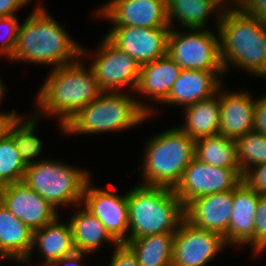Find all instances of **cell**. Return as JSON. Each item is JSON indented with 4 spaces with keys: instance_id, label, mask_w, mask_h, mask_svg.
Wrapping results in <instances>:
<instances>
[{
    "instance_id": "obj_38",
    "label": "cell",
    "mask_w": 266,
    "mask_h": 266,
    "mask_svg": "<svg viewBox=\"0 0 266 266\" xmlns=\"http://www.w3.org/2000/svg\"><path fill=\"white\" fill-rule=\"evenodd\" d=\"M86 255H88V253L75 252L70 256L48 263L46 266H82L79 263L83 261Z\"/></svg>"
},
{
    "instance_id": "obj_11",
    "label": "cell",
    "mask_w": 266,
    "mask_h": 266,
    "mask_svg": "<svg viewBox=\"0 0 266 266\" xmlns=\"http://www.w3.org/2000/svg\"><path fill=\"white\" fill-rule=\"evenodd\" d=\"M226 246L222 235L199 229L184 219L175 232L172 266H205Z\"/></svg>"
},
{
    "instance_id": "obj_36",
    "label": "cell",
    "mask_w": 266,
    "mask_h": 266,
    "mask_svg": "<svg viewBox=\"0 0 266 266\" xmlns=\"http://www.w3.org/2000/svg\"><path fill=\"white\" fill-rule=\"evenodd\" d=\"M242 11L266 23V0H245Z\"/></svg>"
},
{
    "instance_id": "obj_4",
    "label": "cell",
    "mask_w": 266,
    "mask_h": 266,
    "mask_svg": "<svg viewBox=\"0 0 266 266\" xmlns=\"http://www.w3.org/2000/svg\"><path fill=\"white\" fill-rule=\"evenodd\" d=\"M129 93L102 92L64 126L65 134H97L135 127L152 116L150 105Z\"/></svg>"
},
{
    "instance_id": "obj_14",
    "label": "cell",
    "mask_w": 266,
    "mask_h": 266,
    "mask_svg": "<svg viewBox=\"0 0 266 266\" xmlns=\"http://www.w3.org/2000/svg\"><path fill=\"white\" fill-rule=\"evenodd\" d=\"M0 202L31 230L60 216L57 209L22 181L0 187Z\"/></svg>"
},
{
    "instance_id": "obj_31",
    "label": "cell",
    "mask_w": 266,
    "mask_h": 266,
    "mask_svg": "<svg viewBox=\"0 0 266 266\" xmlns=\"http://www.w3.org/2000/svg\"><path fill=\"white\" fill-rule=\"evenodd\" d=\"M20 23L16 15L0 17V30L3 29L5 34L0 33V55L4 58H10L14 52ZM2 31V30H1Z\"/></svg>"
},
{
    "instance_id": "obj_27",
    "label": "cell",
    "mask_w": 266,
    "mask_h": 266,
    "mask_svg": "<svg viewBox=\"0 0 266 266\" xmlns=\"http://www.w3.org/2000/svg\"><path fill=\"white\" fill-rule=\"evenodd\" d=\"M19 115L16 110L5 121L4 129L13 137L15 144L26 165L34 164L42 152L43 143L35 134L38 116Z\"/></svg>"
},
{
    "instance_id": "obj_10",
    "label": "cell",
    "mask_w": 266,
    "mask_h": 266,
    "mask_svg": "<svg viewBox=\"0 0 266 266\" xmlns=\"http://www.w3.org/2000/svg\"><path fill=\"white\" fill-rule=\"evenodd\" d=\"M241 182L240 170L211 166L194 158L173 190L185 207L198 197L234 190Z\"/></svg>"
},
{
    "instance_id": "obj_13",
    "label": "cell",
    "mask_w": 266,
    "mask_h": 266,
    "mask_svg": "<svg viewBox=\"0 0 266 266\" xmlns=\"http://www.w3.org/2000/svg\"><path fill=\"white\" fill-rule=\"evenodd\" d=\"M170 27L112 26L106 37L140 66L167 54Z\"/></svg>"
},
{
    "instance_id": "obj_30",
    "label": "cell",
    "mask_w": 266,
    "mask_h": 266,
    "mask_svg": "<svg viewBox=\"0 0 266 266\" xmlns=\"http://www.w3.org/2000/svg\"><path fill=\"white\" fill-rule=\"evenodd\" d=\"M237 160L240 171L266 163V135L251 131L236 140Z\"/></svg>"
},
{
    "instance_id": "obj_21",
    "label": "cell",
    "mask_w": 266,
    "mask_h": 266,
    "mask_svg": "<svg viewBox=\"0 0 266 266\" xmlns=\"http://www.w3.org/2000/svg\"><path fill=\"white\" fill-rule=\"evenodd\" d=\"M32 230L0 202V258L29 263Z\"/></svg>"
},
{
    "instance_id": "obj_17",
    "label": "cell",
    "mask_w": 266,
    "mask_h": 266,
    "mask_svg": "<svg viewBox=\"0 0 266 266\" xmlns=\"http://www.w3.org/2000/svg\"><path fill=\"white\" fill-rule=\"evenodd\" d=\"M260 195L241 182L233 195L232 214L224 238L229 246H251L255 252V216Z\"/></svg>"
},
{
    "instance_id": "obj_2",
    "label": "cell",
    "mask_w": 266,
    "mask_h": 266,
    "mask_svg": "<svg viewBox=\"0 0 266 266\" xmlns=\"http://www.w3.org/2000/svg\"><path fill=\"white\" fill-rule=\"evenodd\" d=\"M77 61L52 69L37 94L38 111L34 113L55 116L63 126L82 108L96 99L103 91L93 70Z\"/></svg>"
},
{
    "instance_id": "obj_3",
    "label": "cell",
    "mask_w": 266,
    "mask_h": 266,
    "mask_svg": "<svg viewBox=\"0 0 266 266\" xmlns=\"http://www.w3.org/2000/svg\"><path fill=\"white\" fill-rule=\"evenodd\" d=\"M217 28L224 71L236 66L266 79V23L236 11L223 13Z\"/></svg>"
},
{
    "instance_id": "obj_8",
    "label": "cell",
    "mask_w": 266,
    "mask_h": 266,
    "mask_svg": "<svg viewBox=\"0 0 266 266\" xmlns=\"http://www.w3.org/2000/svg\"><path fill=\"white\" fill-rule=\"evenodd\" d=\"M175 28L168 34L167 55L182 69L224 71L218 29L214 34L209 29H188L189 33H182Z\"/></svg>"
},
{
    "instance_id": "obj_7",
    "label": "cell",
    "mask_w": 266,
    "mask_h": 266,
    "mask_svg": "<svg viewBox=\"0 0 266 266\" xmlns=\"http://www.w3.org/2000/svg\"><path fill=\"white\" fill-rule=\"evenodd\" d=\"M46 159L27 165L22 182L55 209L61 205H81L84 186L91 178L90 171Z\"/></svg>"
},
{
    "instance_id": "obj_6",
    "label": "cell",
    "mask_w": 266,
    "mask_h": 266,
    "mask_svg": "<svg viewBox=\"0 0 266 266\" xmlns=\"http://www.w3.org/2000/svg\"><path fill=\"white\" fill-rule=\"evenodd\" d=\"M195 142L178 127L153 136L144 146L141 184L174 189L195 158Z\"/></svg>"
},
{
    "instance_id": "obj_40",
    "label": "cell",
    "mask_w": 266,
    "mask_h": 266,
    "mask_svg": "<svg viewBox=\"0 0 266 266\" xmlns=\"http://www.w3.org/2000/svg\"><path fill=\"white\" fill-rule=\"evenodd\" d=\"M13 111H11V113H5V112H1L0 111V131L4 128L5 125V121L7 120V118L12 114Z\"/></svg>"
},
{
    "instance_id": "obj_12",
    "label": "cell",
    "mask_w": 266,
    "mask_h": 266,
    "mask_svg": "<svg viewBox=\"0 0 266 266\" xmlns=\"http://www.w3.org/2000/svg\"><path fill=\"white\" fill-rule=\"evenodd\" d=\"M90 178L83 189L81 206L90 211L119 243L129 240V213L127 192L119 195L113 191L96 188Z\"/></svg>"
},
{
    "instance_id": "obj_23",
    "label": "cell",
    "mask_w": 266,
    "mask_h": 266,
    "mask_svg": "<svg viewBox=\"0 0 266 266\" xmlns=\"http://www.w3.org/2000/svg\"><path fill=\"white\" fill-rule=\"evenodd\" d=\"M81 210H76L69 223L72 229L73 244L76 252L88 253L96 252L105 242L119 244L106 230L100 220L95 217L84 206Z\"/></svg>"
},
{
    "instance_id": "obj_5",
    "label": "cell",
    "mask_w": 266,
    "mask_h": 266,
    "mask_svg": "<svg viewBox=\"0 0 266 266\" xmlns=\"http://www.w3.org/2000/svg\"><path fill=\"white\" fill-rule=\"evenodd\" d=\"M129 239L175 233L185 219L184 206L172 188L140 184L127 192Z\"/></svg>"
},
{
    "instance_id": "obj_15",
    "label": "cell",
    "mask_w": 266,
    "mask_h": 266,
    "mask_svg": "<svg viewBox=\"0 0 266 266\" xmlns=\"http://www.w3.org/2000/svg\"><path fill=\"white\" fill-rule=\"evenodd\" d=\"M94 13L113 26L169 27L166 0H109Z\"/></svg>"
},
{
    "instance_id": "obj_19",
    "label": "cell",
    "mask_w": 266,
    "mask_h": 266,
    "mask_svg": "<svg viewBox=\"0 0 266 266\" xmlns=\"http://www.w3.org/2000/svg\"><path fill=\"white\" fill-rule=\"evenodd\" d=\"M222 74L225 71L183 69L163 104L186 107L212 97L223 84Z\"/></svg>"
},
{
    "instance_id": "obj_1",
    "label": "cell",
    "mask_w": 266,
    "mask_h": 266,
    "mask_svg": "<svg viewBox=\"0 0 266 266\" xmlns=\"http://www.w3.org/2000/svg\"><path fill=\"white\" fill-rule=\"evenodd\" d=\"M21 23L9 60L52 65L53 69L81 58V45L67 34L43 4H38Z\"/></svg>"
},
{
    "instance_id": "obj_35",
    "label": "cell",
    "mask_w": 266,
    "mask_h": 266,
    "mask_svg": "<svg viewBox=\"0 0 266 266\" xmlns=\"http://www.w3.org/2000/svg\"><path fill=\"white\" fill-rule=\"evenodd\" d=\"M253 131L266 135V96L256 99L254 107Z\"/></svg>"
},
{
    "instance_id": "obj_24",
    "label": "cell",
    "mask_w": 266,
    "mask_h": 266,
    "mask_svg": "<svg viewBox=\"0 0 266 266\" xmlns=\"http://www.w3.org/2000/svg\"><path fill=\"white\" fill-rule=\"evenodd\" d=\"M185 108V124L178 128L195 141L200 137L219 133L220 88L212 97Z\"/></svg>"
},
{
    "instance_id": "obj_28",
    "label": "cell",
    "mask_w": 266,
    "mask_h": 266,
    "mask_svg": "<svg viewBox=\"0 0 266 266\" xmlns=\"http://www.w3.org/2000/svg\"><path fill=\"white\" fill-rule=\"evenodd\" d=\"M195 158L211 166L240 170L236 141L219 133L200 137L195 142Z\"/></svg>"
},
{
    "instance_id": "obj_33",
    "label": "cell",
    "mask_w": 266,
    "mask_h": 266,
    "mask_svg": "<svg viewBox=\"0 0 266 266\" xmlns=\"http://www.w3.org/2000/svg\"><path fill=\"white\" fill-rule=\"evenodd\" d=\"M242 182L259 195H266V163L245 170L242 173Z\"/></svg>"
},
{
    "instance_id": "obj_32",
    "label": "cell",
    "mask_w": 266,
    "mask_h": 266,
    "mask_svg": "<svg viewBox=\"0 0 266 266\" xmlns=\"http://www.w3.org/2000/svg\"><path fill=\"white\" fill-rule=\"evenodd\" d=\"M255 255L266 251V195H260L255 216Z\"/></svg>"
},
{
    "instance_id": "obj_37",
    "label": "cell",
    "mask_w": 266,
    "mask_h": 266,
    "mask_svg": "<svg viewBox=\"0 0 266 266\" xmlns=\"http://www.w3.org/2000/svg\"><path fill=\"white\" fill-rule=\"evenodd\" d=\"M31 0H0V17L12 16Z\"/></svg>"
},
{
    "instance_id": "obj_9",
    "label": "cell",
    "mask_w": 266,
    "mask_h": 266,
    "mask_svg": "<svg viewBox=\"0 0 266 266\" xmlns=\"http://www.w3.org/2000/svg\"><path fill=\"white\" fill-rule=\"evenodd\" d=\"M102 40L95 53L82 46L81 58L86 55L90 56L91 53V56L95 57L90 68L103 92H122L125 87V89L130 88L134 93L141 66L133 57L115 46L106 36Z\"/></svg>"
},
{
    "instance_id": "obj_18",
    "label": "cell",
    "mask_w": 266,
    "mask_h": 266,
    "mask_svg": "<svg viewBox=\"0 0 266 266\" xmlns=\"http://www.w3.org/2000/svg\"><path fill=\"white\" fill-rule=\"evenodd\" d=\"M220 86L219 134L236 140L253 131L256 99L248 91L229 93ZM222 90V91H221Z\"/></svg>"
},
{
    "instance_id": "obj_39",
    "label": "cell",
    "mask_w": 266,
    "mask_h": 266,
    "mask_svg": "<svg viewBox=\"0 0 266 266\" xmlns=\"http://www.w3.org/2000/svg\"><path fill=\"white\" fill-rule=\"evenodd\" d=\"M226 1L227 2H231L232 1V3H231V5L228 7L227 5H228V3H226ZM211 0V2L213 3V5L218 9V11L221 13V14H223V13H227V12H236V11H242V8H243V5H244V2H245V0ZM223 3H224V5L225 4H227V5H223ZM235 5V7H234V5ZM234 8H233V7ZM237 6V7H236Z\"/></svg>"
},
{
    "instance_id": "obj_16",
    "label": "cell",
    "mask_w": 266,
    "mask_h": 266,
    "mask_svg": "<svg viewBox=\"0 0 266 266\" xmlns=\"http://www.w3.org/2000/svg\"><path fill=\"white\" fill-rule=\"evenodd\" d=\"M234 190L198 197L184 207L191 225L226 237L232 214Z\"/></svg>"
},
{
    "instance_id": "obj_34",
    "label": "cell",
    "mask_w": 266,
    "mask_h": 266,
    "mask_svg": "<svg viewBox=\"0 0 266 266\" xmlns=\"http://www.w3.org/2000/svg\"><path fill=\"white\" fill-rule=\"evenodd\" d=\"M111 258L109 266H140L136 255L125 243L114 248Z\"/></svg>"
},
{
    "instance_id": "obj_25",
    "label": "cell",
    "mask_w": 266,
    "mask_h": 266,
    "mask_svg": "<svg viewBox=\"0 0 266 266\" xmlns=\"http://www.w3.org/2000/svg\"><path fill=\"white\" fill-rule=\"evenodd\" d=\"M167 21L170 29L175 27L174 22L187 29H207L206 20L210 14H216L217 26L221 13L211 0H166ZM215 12V13H214Z\"/></svg>"
},
{
    "instance_id": "obj_41",
    "label": "cell",
    "mask_w": 266,
    "mask_h": 266,
    "mask_svg": "<svg viewBox=\"0 0 266 266\" xmlns=\"http://www.w3.org/2000/svg\"><path fill=\"white\" fill-rule=\"evenodd\" d=\"M5 85L2 82L1 78H0V101L2 100V98L4 97L3 95L5 94Z\"/></svg>"
},
{
    "instance_id": "obj_29",
    "label": "cell",
    "mask_w": 266,
    "mask_h": 266,
    "mask_svg": "<svg viewBox=\"0 0 266 266\" xmlns=\"http://www.w3.org/2000/svg\"><path fill=\"white\" fill-rule=\"evenodd\" d=\"M26 168L13 137L3 128L0 131V187L21 182Z\"/></svg>"
},
{
    "instance_id": "obj_20",
    "label": "cell",
    "mask_w": 266,
    "mask_h": 266,
    "mask_svg": "<svg viewBox=\"0 0 266 266\" xmlns=\"http://www.w3.org/2000/svg\"><path fill=\"white\" fill-rule=\"evenodd\" d=\"M182 70L167 54L150 63L143 64L140 68L135 92L142 94L143 97H149L151 101L163 104Z\"/></svg>"
},
{
    "instance_id": "obj_26",
    "label": "cell",
    "mask_w": 266,
    "mask_h": 266,
    "mask_svg": "<svg viewBox=\"0 0 266 266\" xmlns=\"http://www.w3.org/2000/svg\"><path fill=\"white\" fill-rule=\"evenodd\" d=\"M175 233L147 235L125 244L136 255L140 266H172Z\"/></svg>"
},
{
    "instance_id": "obj_22",
    "label": "cell",
    "mask_w": 266,
    "mask_h": 266,
    "mask_svg": "<svg viewBox=\"0 0 266 266\" xmlns=\"http://www.w3.org/2000/svg\"><path fill=\"white\" fill-rule=\"evenodd\" d=\"M59 216L44 225L40 229L32 230V244L30 248V255L33 253L34 247H38L37 251L40 252L44 259V265L60 260L76 252L72 229L70 223H61Z\"/></svg>"
}]
</instances>
